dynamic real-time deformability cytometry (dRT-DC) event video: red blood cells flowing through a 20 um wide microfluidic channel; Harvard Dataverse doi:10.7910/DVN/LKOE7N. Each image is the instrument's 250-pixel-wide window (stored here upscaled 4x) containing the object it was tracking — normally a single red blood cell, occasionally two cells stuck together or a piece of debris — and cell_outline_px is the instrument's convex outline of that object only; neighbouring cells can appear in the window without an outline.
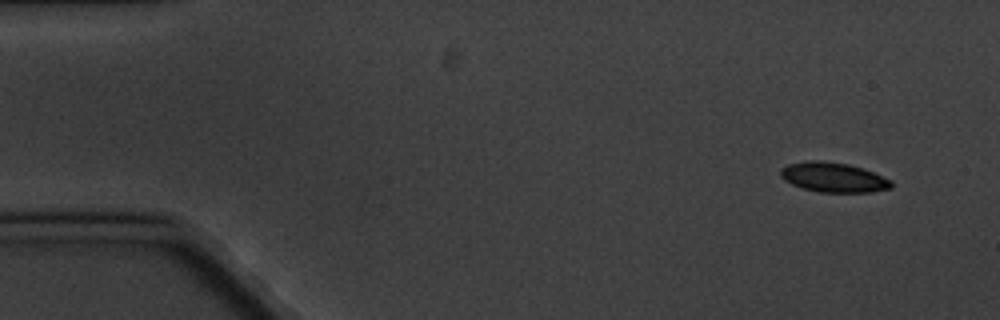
{"species": "common noctule bat (a hibernating species)", "species_latin": "Nyctalus noctula", "temperature_condition": "cold", "stored_images_in_passage": 6, "camera_frame_rate_fps": 3000, "um_per_image_px": 0.085, "animal": {"sex": "male", "body_mass_g": 20.1, "forearm_length_mm": 53.5}, "frame": {"image": 1, "passage_image": 1, "time_ms": 0.0, "image_size_px": [1000, 320], "cell_outline_px": [[892, 188], [872, 192], [820, 192], [804, 188], [792, 184], [784, 180], [780, 176], [780, 168], [788, 164], [808, 160], [820, 160], [848, 164], [872, 172], [892, 180]], "centroid_in_image_um": [70.82, 15.07], "position_along_channel_um": 14.2, "area_um2": 19.13}}
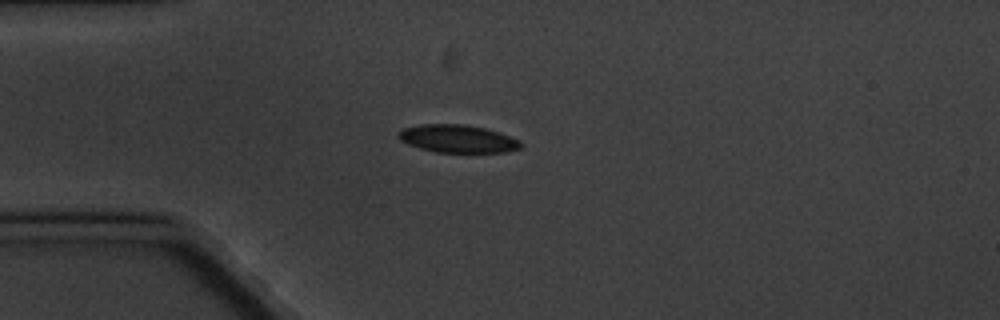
{"frame": {"image": 2, "passage_image": 4, "time_ms": 3.667, "image_size_px": [1000, 320], "cell_outline_px": [[524, 144], [520, 148], [504, 152], [436, 152], [420, 148], [408, 144], [400, 140], [396, 136], [396, 132], [404, 128], [420, 124], [464, 124], [484, 128], [500, 132], [520, 140]], "centroid_in_image_um": [38.89, 11.78], "position_along_channel_um": 46.1, "area_um2": 19.94}}